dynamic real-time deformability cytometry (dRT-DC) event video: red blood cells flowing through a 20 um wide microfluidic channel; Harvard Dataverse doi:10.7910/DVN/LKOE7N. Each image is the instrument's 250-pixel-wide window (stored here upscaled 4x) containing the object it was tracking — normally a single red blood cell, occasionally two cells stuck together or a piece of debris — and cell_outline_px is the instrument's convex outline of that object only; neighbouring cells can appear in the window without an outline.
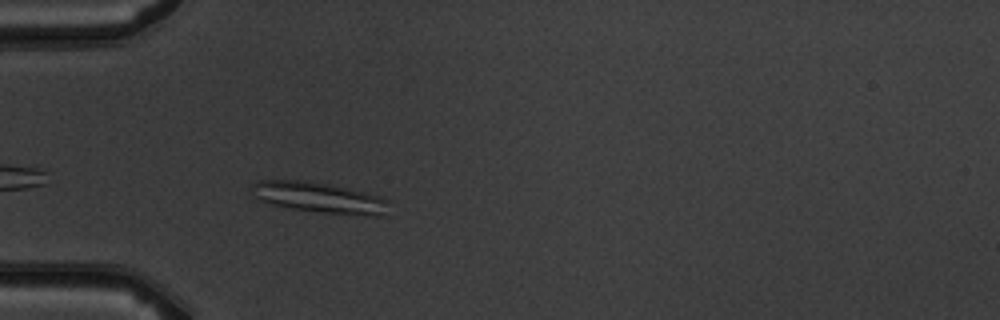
{"species": "common noctule bat (a hibernating species)", "species_latin": "Nyctalus noctula", "temperature_condition": "warm", "stored_images_in_passage": 4, "camera_frame_rate_fps": 3000, "um_per_image_px": 0.085, "animal": {"sex": "male", "body_mass_g": 19.5, "forearm_length_mm": 54.6}, "frame": {"image": 1, "passage_image": 4, "time_ms": 3.333, "image_size_px": [1000, 320], "cell_outline_px": [[388, 216], [376, 216], [324, 212], [292, 208], [272, 204], [256, 200], [252, 196], [248, 188], [248, 184], [256, 180], [304, 180], [348, 188], [380, 196], [388, 200]], "centroid_in_image_um": [27.05, 16.78], "position_along_channel_um": 57.9, "area_um2": 24.8}}